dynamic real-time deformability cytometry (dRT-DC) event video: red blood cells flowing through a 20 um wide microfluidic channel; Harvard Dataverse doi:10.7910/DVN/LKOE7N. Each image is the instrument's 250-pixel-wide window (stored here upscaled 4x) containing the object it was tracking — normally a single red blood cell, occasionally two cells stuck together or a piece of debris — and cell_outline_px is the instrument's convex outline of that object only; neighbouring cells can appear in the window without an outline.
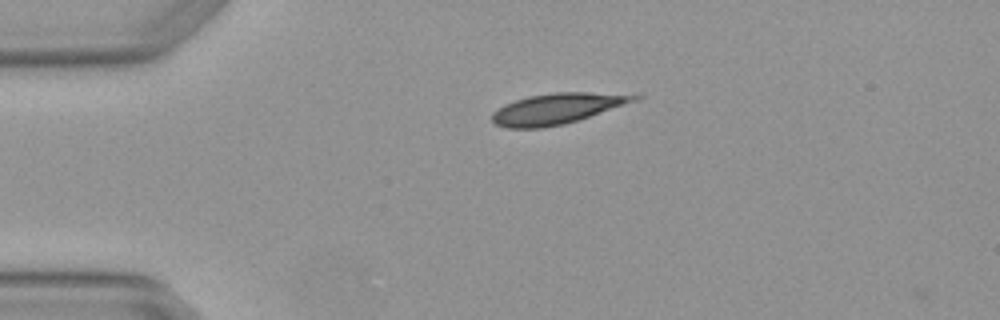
{"species": "Egyptian fruit bat (a non-hibernating species)", "species_latin": "Rousettus aegyptiacus", "temperature_condition": "warm", "stored_images_in_passage": 3, "camera_frame_rate_fps": 3000, "um_per_image_px": 0.085, "animal": {"sex": "female"}, "frame": {"image": 1, "passage_image": 1, "time_ms": 0.0, "image_size_px": [1000, 320], "cell_outline_px": [[644, 96], [636, 100], [564, 124], [544, 128], [508, 128], [496, 124], [492, 120], [492, 112], [504, 104], [528, 96], [552, 92], [588, 92]], "centroid_in_image_um": [47.25, 9.23], "position_along_channel_um": 37.7, "area_um2": 24.91}}